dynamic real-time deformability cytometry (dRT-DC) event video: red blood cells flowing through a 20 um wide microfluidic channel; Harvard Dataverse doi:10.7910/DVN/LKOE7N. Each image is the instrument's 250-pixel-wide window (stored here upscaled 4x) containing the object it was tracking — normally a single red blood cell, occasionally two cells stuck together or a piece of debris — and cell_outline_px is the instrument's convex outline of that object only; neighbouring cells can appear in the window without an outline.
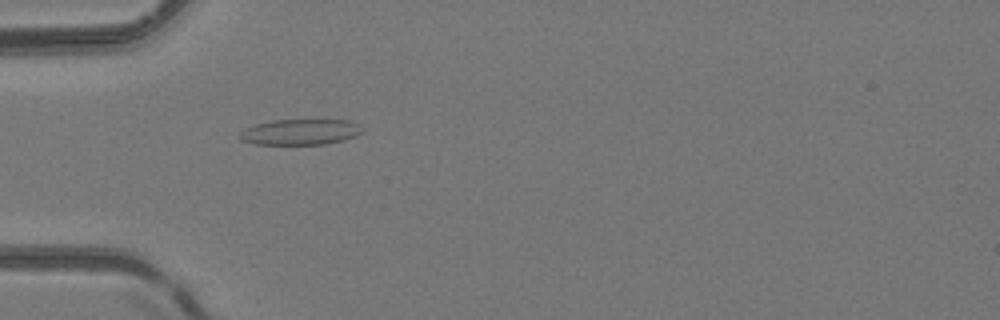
{"species": "common noctule bat (a hibernating species)", "species_latin": "Nyctalus noctula", "temperature_condition": "room temperature", "stored_images_in_passage": 3, "camera_frame_rate_fps": 3000, "um_per_image_px": 0.085, "animal": {"sex": "female", "body_mass_g": 24.6, "forearm_length_mm": 56.2}, "frame": {"image": 1, "passage_image": 3, "time_ms": 2.667, "image_size_px": [1000, 320], "cell_outline_px": [[364, 132], [356, 136], [344, 140], [324, 144], [252, 144], [240, 140], [240, 132], [244, 128], [256, 124], [272, 120], [348, 120], [364, 128]], "centroid_in_image_um": [25.53, 11.22], "position_along_channel_um": 59.5, "area_um2": 18.44}}